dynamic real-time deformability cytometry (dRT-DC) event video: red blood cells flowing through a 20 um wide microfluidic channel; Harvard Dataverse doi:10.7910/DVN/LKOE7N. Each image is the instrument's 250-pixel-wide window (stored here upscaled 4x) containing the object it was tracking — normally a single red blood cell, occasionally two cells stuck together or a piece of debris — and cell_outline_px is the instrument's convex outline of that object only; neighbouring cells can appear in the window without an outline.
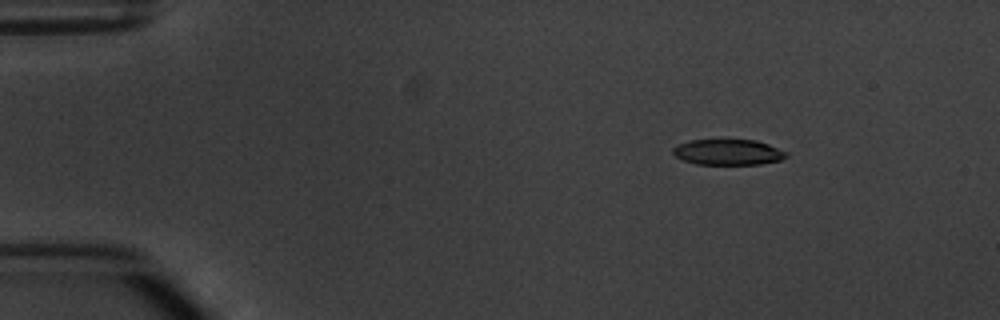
{"species": "common noctule bat (a hibernating species)", "species_latin": "Nyctalus noctula", "temperature_condition": "warm", "stored_images_in_passage": 5, "segment_of_instrument_passage": [1, 2], "camera_frame_rate_fps": 3000, "um_per_image_px": 0.085, "animal": {"sex": "male", "body_mass_g": 20.1, "forearm_length_mm": 53.5}, "frame": {"image": 1, "passage_image": 2, "time_ms": 1.333, "image_size_px": [1000, 320], "cell_outline_px": [[788, 156], [780, 160], [760, 164], [696, 164], [684, 160], [676, 156], [672, 152], [672, 148], [680, 144], [692, 140], [756, 140], [768, 144], [788, 152]], "centroid_in_image_um": [61.91, 12.93], "position_along_channel_um": 23.1, "area_um2": 16.82}}